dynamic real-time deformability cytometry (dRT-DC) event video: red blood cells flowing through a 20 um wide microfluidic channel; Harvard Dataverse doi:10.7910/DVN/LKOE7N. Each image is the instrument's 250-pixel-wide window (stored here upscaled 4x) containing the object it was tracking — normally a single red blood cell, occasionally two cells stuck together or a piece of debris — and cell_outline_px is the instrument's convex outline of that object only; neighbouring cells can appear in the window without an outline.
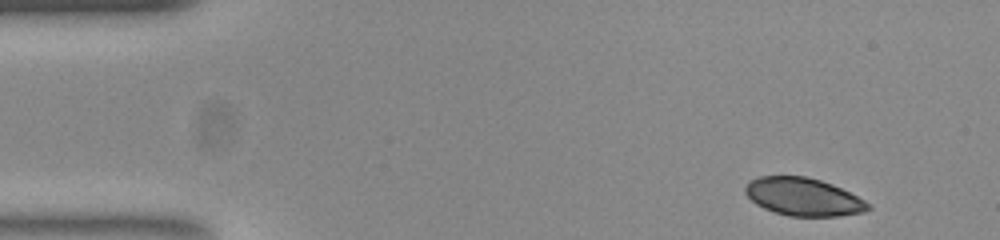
{"species": "common noctule bat (a hibernating species)", "species_latin": "Nyctalus noctula", "temperature_condition": "room temperature", "stored_images_in_passage": 50, "camera_frame_rate_fps": 3000, "um_per_image_px": 0.085, "animal": {"sex": "female", "body_mass_g": 23.0, "forearm_length_mm": 53.4}, "frame": {"image": 1, "passage_image": 1, "time_ms": 0.0, "image_size_px": [1000, 240], "cell_outline_px": [[872, 208], [864, 212], [836, 216], [788, 216], [764, 208], [756, 204], [744, 192], [744, 188], [752, 180], [760, 176], [804, 176], [820, 180], [832, 184], [864, 200]], "centroid_in_image_um": [68.27, 16.73], "position_along_channel_um": 16.7, "area_um2": 26.76}}
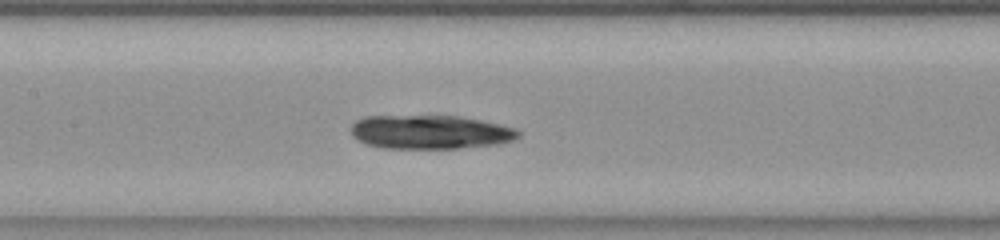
{"frame": {"image": 2, "passage_image": 21, "time_ms": 6.667, "image_size_px": [1000, 240], "cell_outline_px": [[520, 136], [512, 140], [496, 144], [456, 148], [384, 148], [368, 144], [356, 140], [352, 136], [352, 124], [356, 120], [364, 116], [460, 116], [500, 124], [516, 128], [520, 132]], "centroid_in_image_um": [36.55, 11.22], "position_along_channel_um": 170.8, "area_um2": 32.95}}
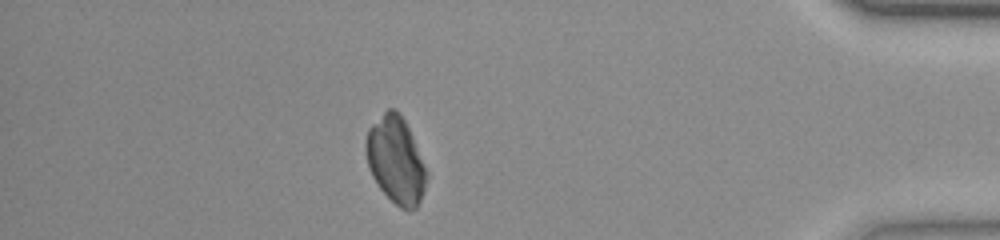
{"frame": {"image": 3, "passage_image": 43, "time_ms": 14.0, "image_size_px": [1000, 240], "cell_outline_px": [[424, 188], [420, 200], [416, 208], [408, 212], [400, 208], [380, 188], [372, 176], [368, 164], [364, 148], [364, 144], [368, 128], [388, 108], [396, 108], [400, 112], [412, 136], [424, 168]], "centroid_in_image_um": [33.58, 13.59], "position_along_channel_um": 401.6, "area_um2": 30.0}}